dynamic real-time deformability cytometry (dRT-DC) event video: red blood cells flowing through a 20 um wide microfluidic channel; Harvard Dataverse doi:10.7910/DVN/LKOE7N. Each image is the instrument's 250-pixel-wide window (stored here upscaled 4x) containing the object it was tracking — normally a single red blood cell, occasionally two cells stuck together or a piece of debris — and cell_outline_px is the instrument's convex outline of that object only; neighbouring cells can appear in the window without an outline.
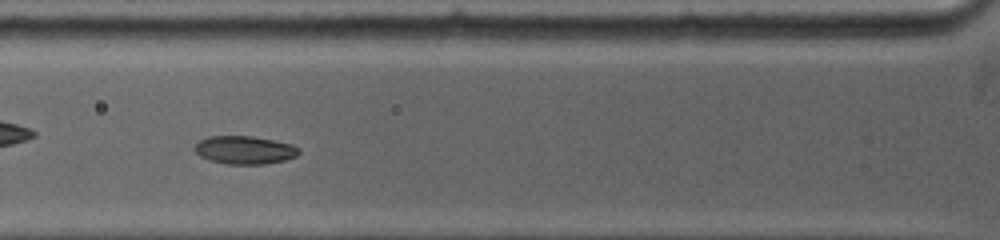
{"species": "common noctule bat (a hibernating species)", "species_latin": "Nyctalus noctula", "temperature_condition": "warm", "stored_images_in_passage": 54, "camera_frame_rate_fps": 5000, "um_per_image_px": 0.085, "animal": {"sex": "female", "body_mass_g": 19.0, "forearm_length_mm": 53.3}, "frame": {"image": 1, "passage_image": 12, "time_ms": 3.4, "image_size_px": [1000, 240], "cell_outline_px": [[300, 152], [296, 156], [284, 160], [264, 164], [228, 164], [208, 160], [200, 156], [192, 148], [200, 140], [208, 136], [252, 136], [292, 144], [300, 148]], "centroid_in_image_um": [20.78, 12.75], "position_along_channel_um": 105.0, "area_um2": 17.11}}
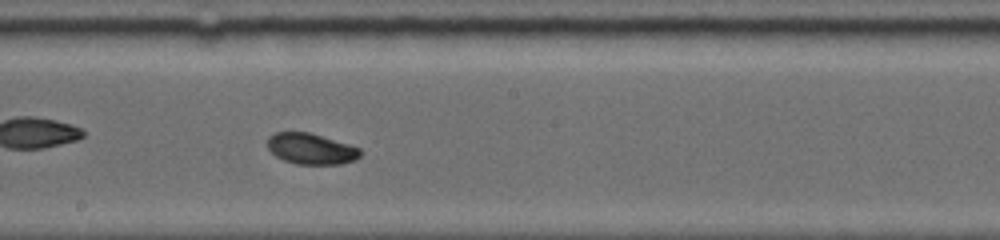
{"frame": {"image": 2, "passage_image": 30, "time_ms": 6.4, "image_size_px": [1000, 240], "cell_outline_px": [[364, 152], [356, 160], [340, 164], [296, 164], [284, 160], [276, 156], [268, 148], [268, 136], [276, 132], [308, 132], [348, 144], [360, 148]], "centroid_in_image_um": [26.46, 12.65], "position_along_channel_um": 221.7, "area_um2": 16.7}}
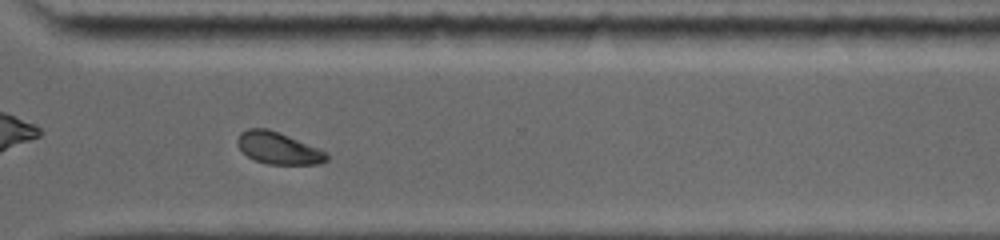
{"frame": {"image": 3, "passage_image": 41, "time_ms": 9.6, "image_size_px": [1000, 240], "cell_outline_px": [[328, 160], [320, 164], [268, 164], [256, 160], [248, 156], [240, 148], [236, 140], [240, 132], [248, 128], [268, 128], [320, 148], [328, 152]], "centroid_in_image_um": [23.69, 12.58], "position_along_channel_um": 346.9, "area_um2": 16.65}}